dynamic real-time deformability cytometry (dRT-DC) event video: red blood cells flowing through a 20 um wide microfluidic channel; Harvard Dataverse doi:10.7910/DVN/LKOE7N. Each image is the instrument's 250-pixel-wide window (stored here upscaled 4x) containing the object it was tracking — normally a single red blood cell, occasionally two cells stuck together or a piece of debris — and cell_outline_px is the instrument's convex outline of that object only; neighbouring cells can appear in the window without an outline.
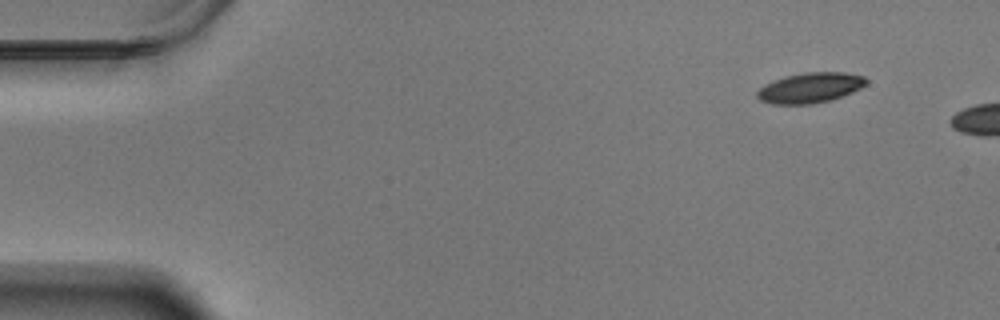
{"species": "Egyptian fruit bat (a non-hibernating species)", "species_latin": "Rousettus aegyptiacus", "temperature_condition": "warm", "stored_images_in_passage": 5, "camera_frame_rate_fps": 3000, "um_per_image_px": 0.085, "animal": {"sex": "male"}, "frame": {"image": 1, "passage_image": 1, "time_ms": 0.0, "image_size_px": [1000, 320], "cell_outline_px": [[868, 80], [860, 88], [852, 92], [828, 100], [812, 104], [772, 104], [760, 100], [756, 96], [756, 92], [764, 84], [772, 80], [784, 76], [804, 72], [844, 72], [864, 76]], "centroid_in_image_um": [68.81, 7.45], "position_along_channel_um": 16.2, "area_um2": 19.19}}